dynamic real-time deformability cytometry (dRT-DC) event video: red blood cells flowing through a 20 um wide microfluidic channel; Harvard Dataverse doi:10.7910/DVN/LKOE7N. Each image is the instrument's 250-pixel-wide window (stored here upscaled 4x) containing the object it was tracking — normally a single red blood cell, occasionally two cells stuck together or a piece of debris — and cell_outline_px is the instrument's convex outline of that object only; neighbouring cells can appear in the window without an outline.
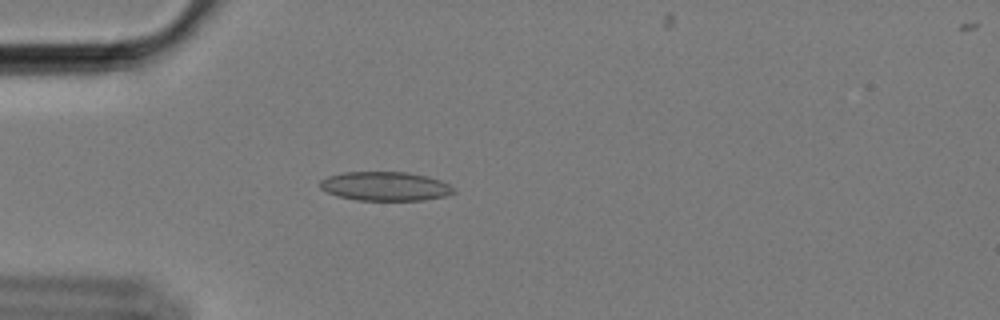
{"species": "Egyptian fruit bat (a non-hibernating species)", "species_latin": "Rousettus aegyptiacus", "temperature_condition": "cold", "stored_images_in_passage": 54, "camera_frame_rate_fps": 3000, "um_per_image_px": 0.085, "animal": {"sex": "female"}, "frame": {"image": 1, "passage_image": 11, "time_ms": 3.333, "image_size_px": [1000, 320], "cell_outline_px": [[456, 192], [444, 196], [424, 200], [356, 200], [340, 196], [328, 192], [320, 188], [320, 180], [328, 176], [344, 172], [408, 172], [428, 176], [440, 180], [456, 188]], "centroid_in_image_um": [32.77, 15.82], "position_along_channel_um": 52.2, "area_um2": 22.6}}
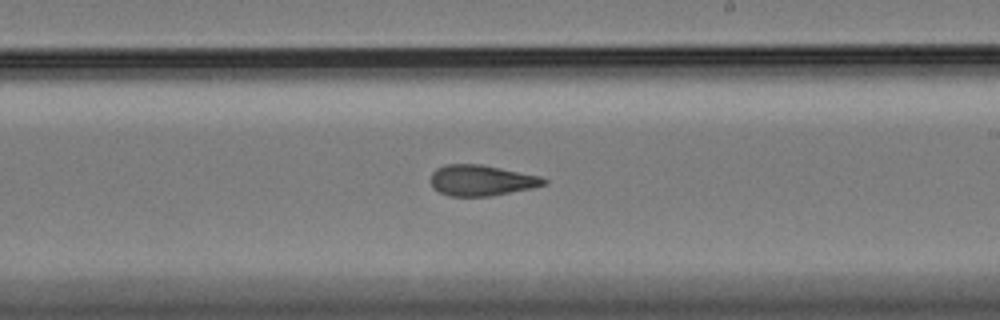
{"frame": {"image": 2, "passage_image": 29, "time_ms": 9.333, "image_size_px": [1000, 320], "cell_outline_px": [[548, 184], [532, 188], [488, 196], [448, 196], [432, 188], [428, 180], [432, 172], [436, 168], [448, 164], [480, 164], [540, 176], [548, 180]], "centroid_in_image_um": [40.88, 15.33], "position_along_channel_um": 248.1, "area_um2": 20.4}}
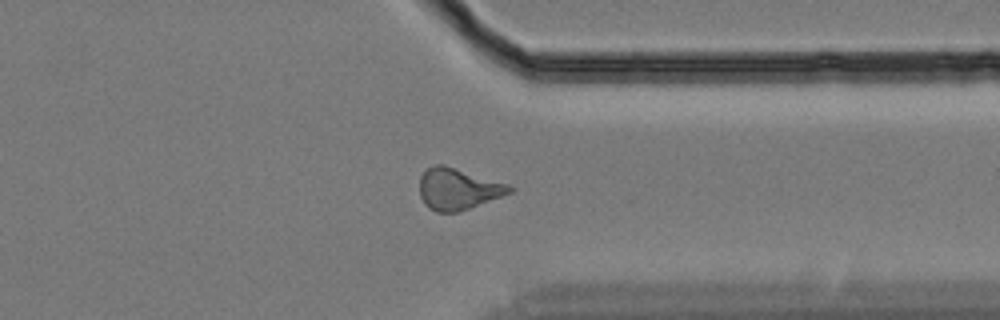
{"frame": {"image": 3, "passage_image": 40, "time_ms": 13.0, "image_size_px": [1000, 320], "cell_outline_px": [[512, 192], [468, 208], [456, 212], [436, 212], [428, 208], [424, 204], [420, 196], [420, 176], [428, 168], [436, 164], [444, 164], [508, 184], [512, 188]], "centroid_in_image_um": [38.88, 16.05], "position_along_channel_um": 372.5, "area_um2": 21.44}, "authors_computed_cell_mechanics": {"area_um2": 20.8369, "velocity_mm_per_s": 3.4197, "shape_relaxation_time_tau1_ms": null, "shape_relaxation_time_tau2_ms": 3.0371, "deformation_change_tau1": null, "deformation_change_tau2": 0.1055}}